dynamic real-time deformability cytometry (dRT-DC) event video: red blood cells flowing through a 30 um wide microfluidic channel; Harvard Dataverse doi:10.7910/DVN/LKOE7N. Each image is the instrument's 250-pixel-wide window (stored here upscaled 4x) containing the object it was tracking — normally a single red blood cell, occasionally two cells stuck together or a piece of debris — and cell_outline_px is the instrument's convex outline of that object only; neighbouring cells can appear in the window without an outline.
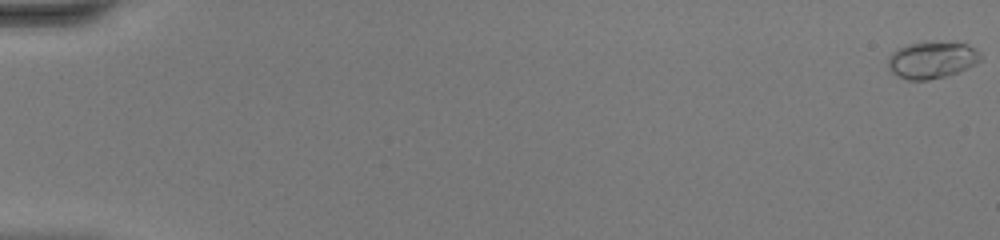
{"species": "common noctule bat (a hibernating species)", "species_latin": "Nyctalus noctula", "temperature_condition": "warm", "stored_images_in_passage": 9, "camera_frame_rate_fps": 3000, "um_per_image_px": 0.085, "animal": {"sex": "female", "body_mass_g": 20.0, "forearm_length_mm": 54.0}, "frame": {"image": 1, "passage_image": 1, "time_ms": 0.0, "image_size_px": [1000, 240], "cell_outline_px": [[984, 56], [976, 64], [956, 72], [944, 76], [928, 80], [908, 80], [892, 72], [888, 68], [888, 56], [896, 48], [908, 44], [924, 40], [932, 40], [968, 44], [980, 52]], "centroid_in_image_um": [79.21, 5.05], "position_along_channel_um": 5.8, "area_um2": 20.29}}